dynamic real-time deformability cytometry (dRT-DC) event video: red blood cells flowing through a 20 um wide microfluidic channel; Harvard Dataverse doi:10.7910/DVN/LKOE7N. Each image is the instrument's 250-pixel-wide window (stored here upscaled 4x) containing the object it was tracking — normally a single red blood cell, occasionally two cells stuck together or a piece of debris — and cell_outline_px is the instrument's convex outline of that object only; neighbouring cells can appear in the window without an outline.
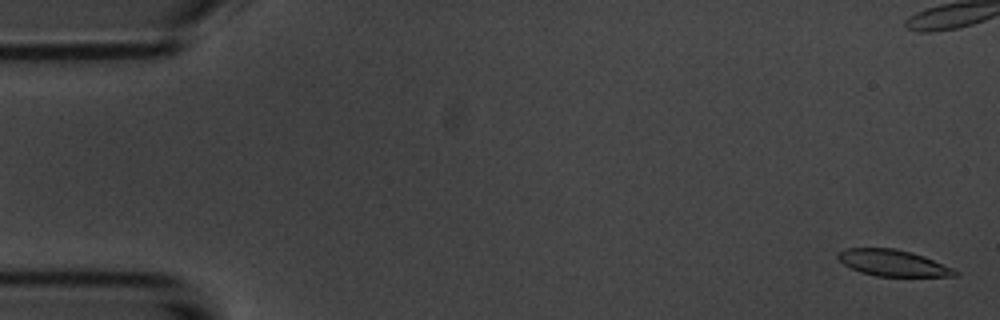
{"species": "common noctule bat (a hibernating species)", "species_latin": "Nyctalus noctula", "temperature_condition": "room temperature", "stored_images_in_passage": 6, "camera_frame_rate_fps": 3000, "um_per_image_px": 0.085, "animal": {"sex": "male", "body_mass_g": 20.1, "forearm_length_mm": 53.5}, "frame": {"image": 1, "passage_image": 1, "time_ms": 0.0, "image_size_px": [1000, 320], "cell_outline_px": [[960, 272], [956, 276], [876, 276], [860, 272], [844, 264], [836, 256], [836, 252], [844, 248], [896, 248], [912, 252], [924, 256], [952, 268]], "centroid_in_image_um": [75.87, 22.34], "position_along_channel_um": 9.1, "area_um2": 17.98}}
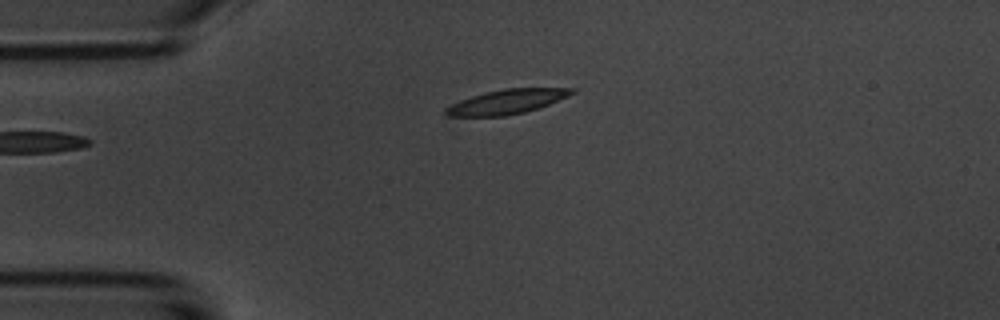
{"frame": {"image": 2, "passage_image": 6, "time_ms": 6.667, "image_size_px": [1000, 320], "cell_outline_px": [[576, 92], [568, 96], [548, 104], [524, 112], [504, 116], [448, 116], [444, 112], [444, 108], [460, 100], [484, 92], [504, 88], [576, 88]], "centroid_in_image_um": [43.07, 8.64], "position_along_channel_um": 41.9, "area_um2": 17.86}}